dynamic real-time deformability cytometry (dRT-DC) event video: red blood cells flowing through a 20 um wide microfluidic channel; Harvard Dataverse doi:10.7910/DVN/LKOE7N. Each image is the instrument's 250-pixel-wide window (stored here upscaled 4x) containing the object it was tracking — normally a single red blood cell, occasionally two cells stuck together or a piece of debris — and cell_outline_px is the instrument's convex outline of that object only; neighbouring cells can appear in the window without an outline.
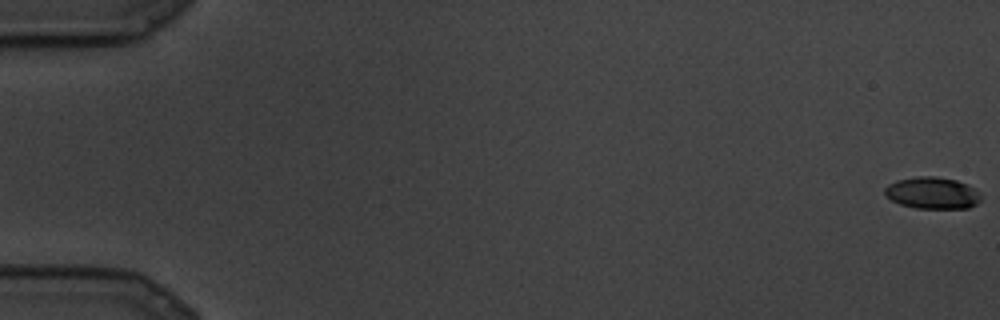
{"species": "common noctule bat (a hibernating species)", "species_latin": "Nyctalus noctula", "temperature_condition": "cold", "stored_images_in_passage": 94, "camera_frame_rate_fps": 3000, "um_per_image_px": 0.085, "animal": {"sex": "male", "body_mass_g": 19.5, "forearm_length_mm": 54.6}, "frame": {"image": 1, "passage_image": 1, "time_ms": 0.0, "image_size_px": [1000, 320], "cell_outline_px": [[980, 200], [976, 204], [968, 208], [916, 208], [900, 204], [884, 196], [884, 188], [888, 184], [896, 180], [916, 176], [936, 176], [956, 180], [968, 184], [980, 192]], "centroid_in_image_um": [79.23, 16.39], "position_along_channel_um": 5.8, "area_um2": 17.98}}
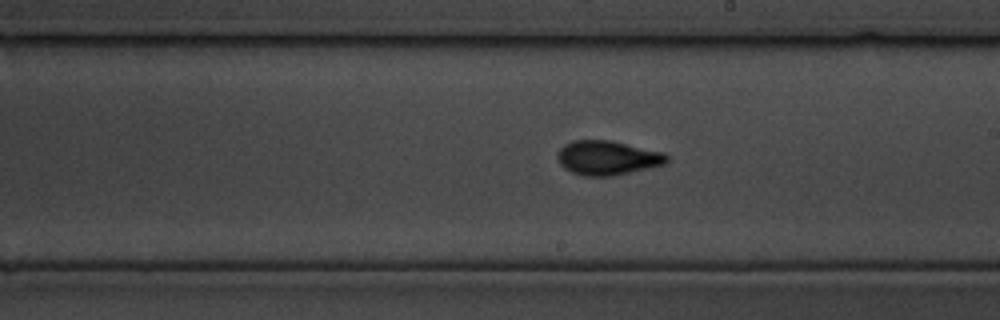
{"frame": {"image": 2, "passage_image": 55, "time_ms": 18.0, "image_size_px": [1000, 320], "cell_outline_px": [[668, 160], [664, 164], [612, 176], [584, 176], [572, 172], [564, 168], [560, 164], [556, 156], [556, 152], [564, 144], [572, 140], [612, 140], [664, 152], [668, 156]], "centroid_in_image_um": [51.6, 13.4], "position_along_channel_um": 237.4, "area_um2": 21.96}}
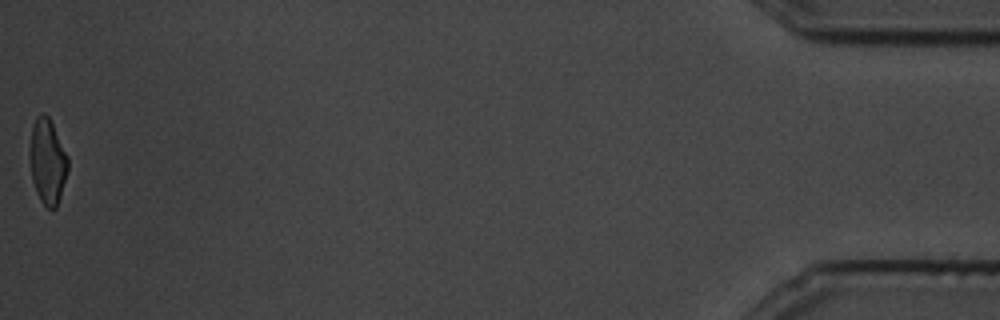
{"frame": {"image": 3, "passage_image": 94, "time_ms": 31.0, "image_size_px": [1000, 320], "cell_outline_px": [[68, 168], [60, 196], [56, 208], [48, 208], [40, 200], [36, 192], [32, 180], [32, 128], [36, 116], [40, 112], [44, 112], [48, 116], [68, 156]], "centroid_in_image_um": [4.07, 13.72], "position_along_channel_um": 431.1, "area_um2": 18.21}}